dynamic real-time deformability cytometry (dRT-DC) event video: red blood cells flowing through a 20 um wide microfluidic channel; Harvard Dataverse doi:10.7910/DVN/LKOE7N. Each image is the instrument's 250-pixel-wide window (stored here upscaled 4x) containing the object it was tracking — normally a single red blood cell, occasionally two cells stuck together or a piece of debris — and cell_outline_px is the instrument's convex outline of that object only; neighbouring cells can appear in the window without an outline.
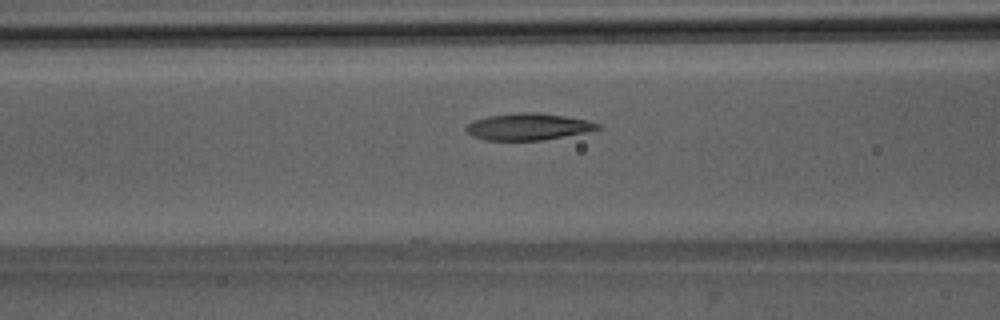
{"species": "Egyptian fruit bat (a non-hibernating species)", "species_latin": "Rousettus aegyptiacus", "temperature_condition": "room temperature", "stored_images_in_passage": 43, "camera_frame_rate_fps": 3000, "um_per_image_px": 0.085, "animal": {"sex": "male"}, "frame": {"image": 1, "passage_image": 13, "time_ms": 4.0, "image_size_px": [1000, 320], "cell_outline_px": [[600, 128], [584, 132], [540, 140], [484, 140], [472, 136], [464, 128], [472, 120], [488, 116], [520, 112], [536, 112], [564, 116], [584, 120], [600, 124]], "centroid_in_image_um": [44.81, 10.76], "position_along_channel_um": 121.8, "area_um2": 20.17}}
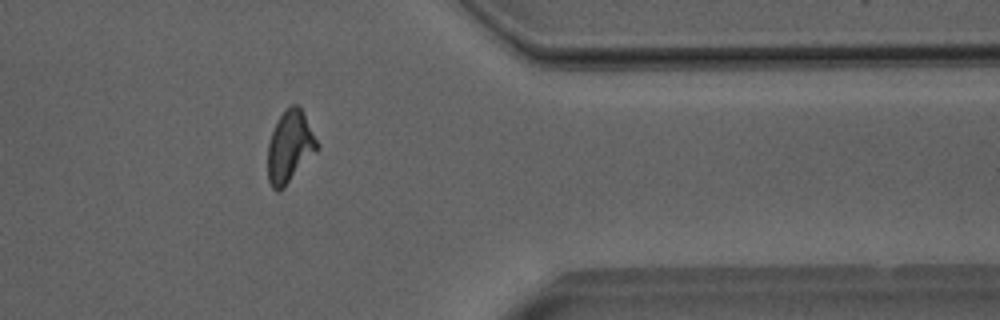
{"frame": {"image": 2, "passage_image": 34, "time_ms": 11.0, "image_size_px": [1000, 320], "cell_outline_px": [[320, 148], [284, 188], [276, 192], [272, 188], [268, 180], [268, 144], [276, 120], [292, 104], [296, 104], [304, 112], [320, 144]], "centroid_in_image_um": [24.66, 12.49], "position_along_channel_um": 386.7, "area_um2": 20.87}}
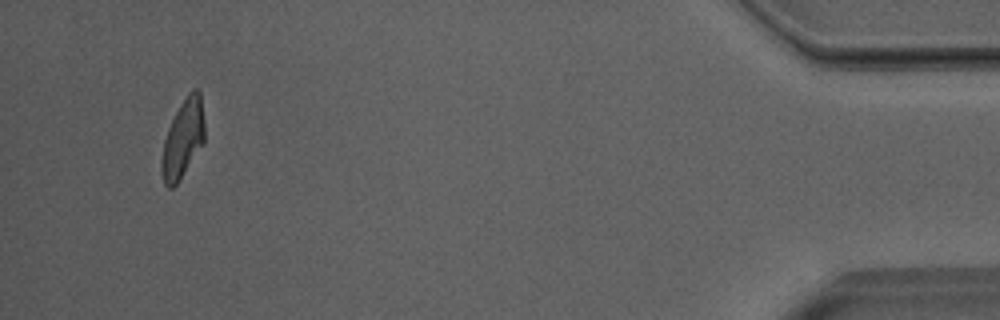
{"frame": {"image": 3, "passage_image": 41, "time_ms": 13.333, "image_size_px": [1000, 320], "cell_outline_px": [[204, 140], [176, 184], [172, 188], [168, 188], [164, 184], [160, 172], [160, 164], [164, 140], [168, 128], [180, 104], [188, 92], [192, 88], [196, 88], [200, 92], [204, 120]], "centroid_in_image_um": [15.52, 11.77], "position_along_channel_um": 419.7, "area_um2": 19.31}, "authors_computed_cell_mechanics": {"area_um2": 20.3456, "velocity_mm_per_s": 3.9889, "shape_relaxation_time_tau1_ms": 6.3689, "shape_relaxation_time_tau2_ms": 2.4107, "deformation_change_tau1": 0.2018, "deformation_change_tau2": 0.0978}}